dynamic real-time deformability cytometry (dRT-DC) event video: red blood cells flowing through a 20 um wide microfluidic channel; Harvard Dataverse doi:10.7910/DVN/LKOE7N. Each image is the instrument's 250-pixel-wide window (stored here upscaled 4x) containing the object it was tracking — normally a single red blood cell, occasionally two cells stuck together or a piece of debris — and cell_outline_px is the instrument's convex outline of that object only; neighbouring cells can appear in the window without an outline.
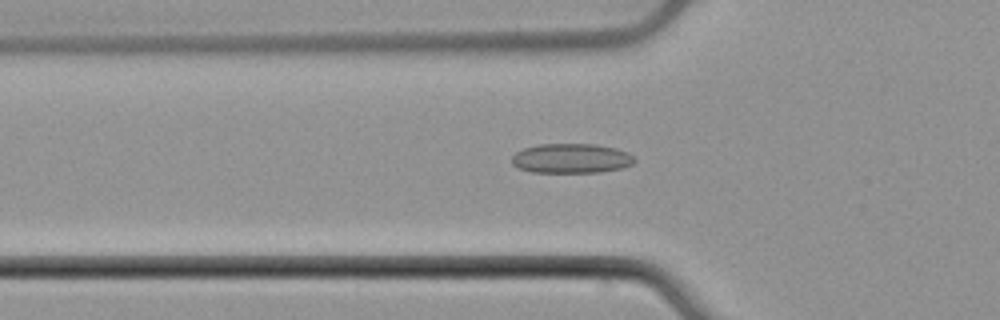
{"species": "common noctule bat (a hibernating species)", "species_latin": "Nyctalus noctula", "temperature_condition": "cold", "stored_images_in_passage": 52, "camera_frame_rate_fps": 3000, "um_per_image_px": 0.085, "animal": {"sex": "male", "body_mass_g": 21.5, "forearm_length_mm": 52.0}, "frame": {"image": 1, "passage_image": 18, "time_ms": 5.667, "image_size_px": [1000, 320], "cell_outline_px": [[636, 160], [632, 164], [624, 168], [600, 172], [532, 172], [516, 168], [512, 164], [512, 156], [516, 152], [524, 148], [536, 144], [596, 144], [616, 148], [628, 152]], "centroid_in_image_um": [48.55, 13.46], "position_along_channel_um": 77.2, "area_um2": 21.39}}
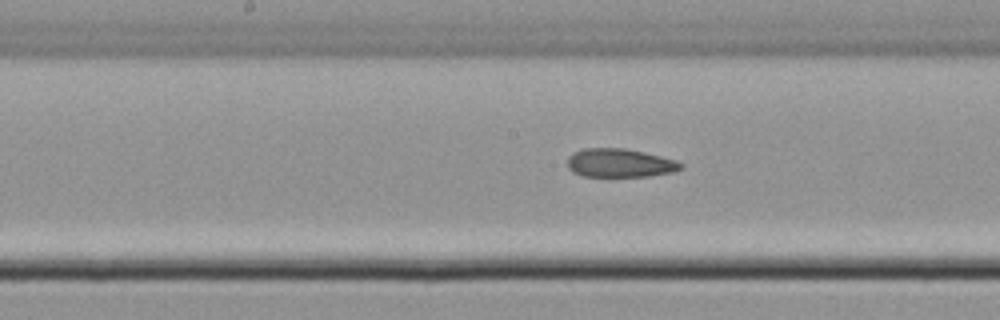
{"frame": {"image": 2, "passage_image": 27, "time_ms": 8.667, "image_size_px": [1000, 320], "cell_outline_px": [[684, 168], [672, 172], [648, 176], [580, 176], [572, 172], [568, 168], [568, 156], [572, 152], [584, 148], [624, 148], [644, 152], [676, 160], [684, 164]], "centroid_in_image_um": [52.67, 13.85], "position_along_channel_um": 195.5, "area_um2": 19.02}}
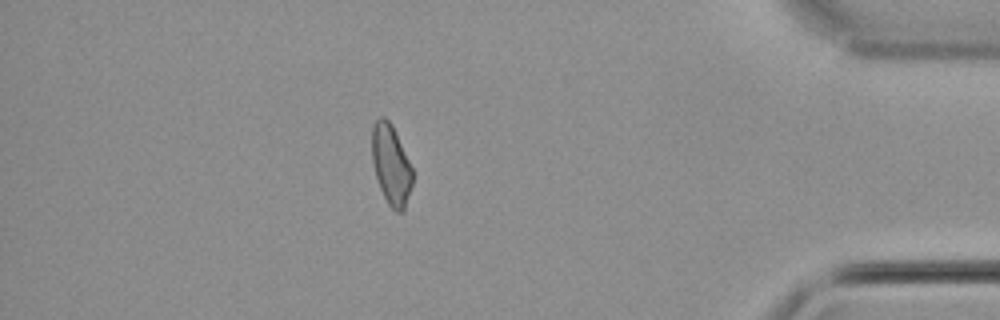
{"frame": {"image": 3, "passage_image": 46, "time_ms": 15.0, "image_size_px": [1000, 320], "cell_outline_px": [[412, 184], [404, 212], [396, 212], [388, 204], [380, 188], [376, 176], [372, 160], [372, 128], [376, 120], [380, 116], [384, 116], [392, 124], [412, 168]], "centroid_in_image_um": [33.24, 14.01], "position_along_channel_um": 402.0, "area_um2": 18.79}, "authors_computed_cell_mechanics": {"area_um2": 19.7387, "velocity_mm_per_s": 3.9342, "shape_relaxation_time_tau1_ms": null, "shape_relaxation_time_tau2_ms": 4.2719, "deformation_change_tau1": null, "deformation_change_tau2": 0.1042}}